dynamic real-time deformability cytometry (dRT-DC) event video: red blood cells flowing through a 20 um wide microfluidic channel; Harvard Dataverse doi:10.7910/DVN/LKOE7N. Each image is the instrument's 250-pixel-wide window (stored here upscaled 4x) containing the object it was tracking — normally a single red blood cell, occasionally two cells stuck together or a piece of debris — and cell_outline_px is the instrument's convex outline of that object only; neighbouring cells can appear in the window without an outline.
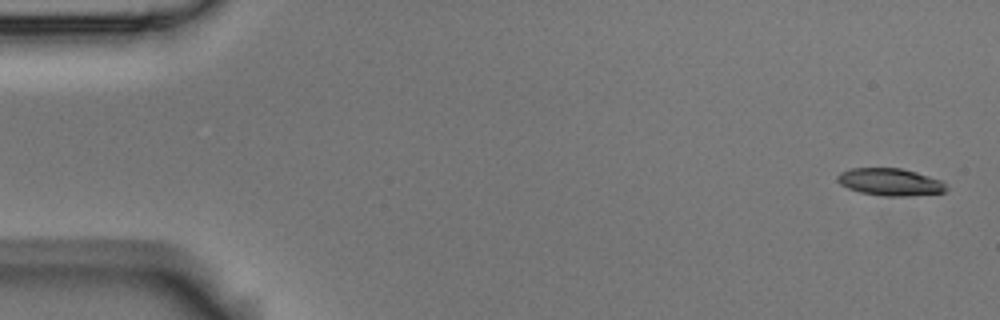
{"species": "Egyptian fruit bat (a non-hibernating species)", "species_latin": "Rousettus aegyptiacus", "temperature_condition": "room temperature", "stored_images_in_passage": 5, "camera_frame_rate_fps": 3000, "um_per_image_px": 0.085, "animal": {"sex": "male"}, "frame": {"image": 1, "passage_image": 1, "time_ms": 0.0, "image_size_px": [1000, 320], "cell_outline_px": [[948, 188], [944, 192], [912, 196], [884, 196], [860, 192], [848, 188], [840, 184], [836, 180], [836, 176], [840, 172], [852, 168], [900, 168], [916, 172], [944, 180]], "centroid_in_image_um": [75.69, 15.47], "position_along_channel_um": 9.3, "area_um2": 17.51}}
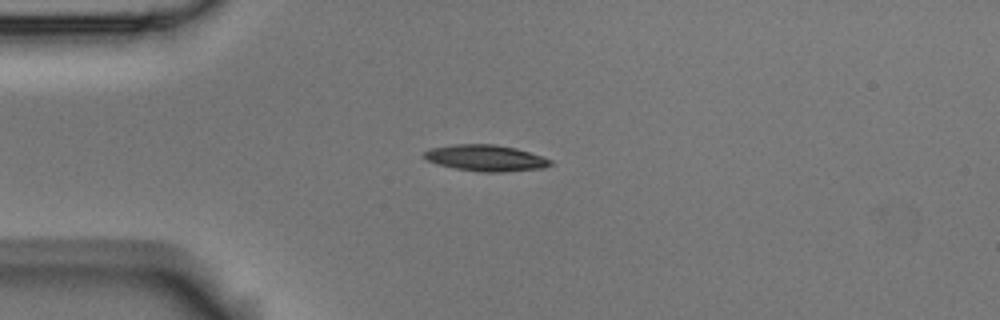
{"frame": {"image": 2, "passage_image": 3, "time_ms": 0.667, "image_size_px": [1000, 320], "cell_outline_px": [[552, 164], [544, 168], [504, 172], [480, 172], [456, 168], [440, 164], [428, 160], [424, 156], [424, 152], [428, 148], [452, 144], [496, 144], [516, 148], [552, 160]], "centroid_in_image_um": [41.29, 13.42], "position_along_channel_um": 43.7, "area_um2": 19.25}}
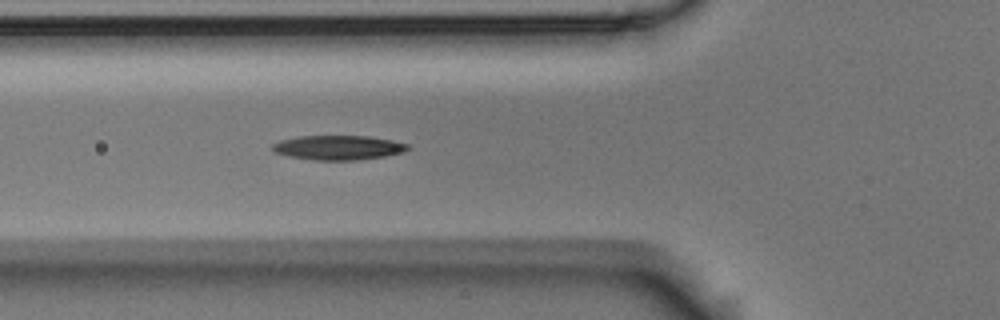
{"frame": {"image": 3, "passage_image": 5, "time_ms": 1.333, "image_size_px": [1000, 320], "cell_outline_px": [[412, 148], [404, 152], [384, 156], [356, 160], [316, 160], [288, 156], [276, 152], [272, 148], [272, 144], [280, 140], [296, 136], [368, 136], [392, 140], [408, 144]], "centroid_in_image_um": [28.77, 12.54], "position_along_channel_um": 97.0, "area_um2": 19.31}}